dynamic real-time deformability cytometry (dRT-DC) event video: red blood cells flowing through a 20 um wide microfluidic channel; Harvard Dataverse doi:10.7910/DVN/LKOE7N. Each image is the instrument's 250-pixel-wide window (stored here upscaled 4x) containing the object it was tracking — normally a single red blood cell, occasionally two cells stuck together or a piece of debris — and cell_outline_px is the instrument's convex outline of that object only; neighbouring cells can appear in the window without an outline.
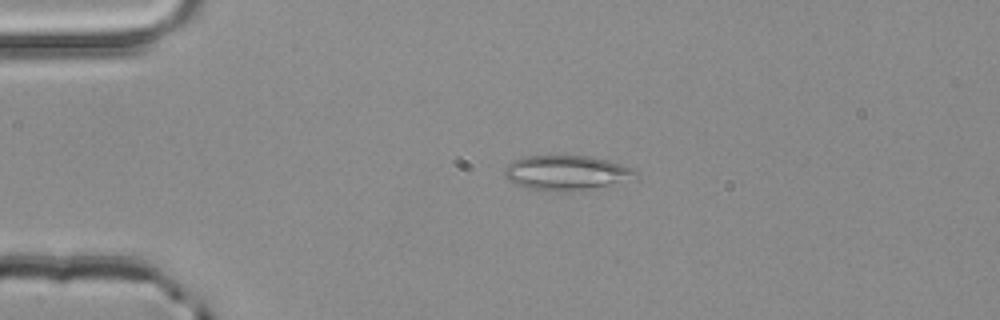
{"species": "common noctule bat (a hibernating species)", "species_latin": "Nyctalus noctula", "temperature_condition": "room temperature", "stored_images_in_passage": 3, "camera_frame_rate_fps": 3000, "um_per_image_px": 0.085, "animal": {"sex": "male", "body_mass_g": 20.4}, "frame": {"image": 1, "passage_image": 3, "time_ms": 0.667, "image_size_px": [1000, 320], "cell_outline_px": [[636, 172], [608, 184], [596, 188], [580, 192], [544, 192], [512, 184], [508, 180], [504, 172], [504, 168], [512, 160], [524, 156], [588, 156], [608, 160], [624, 164], [632, 168]], "centroid_in_image_um": [47.98, 14.7], "position_along_channel_um": 37.0, "area_um2": 26.47}}